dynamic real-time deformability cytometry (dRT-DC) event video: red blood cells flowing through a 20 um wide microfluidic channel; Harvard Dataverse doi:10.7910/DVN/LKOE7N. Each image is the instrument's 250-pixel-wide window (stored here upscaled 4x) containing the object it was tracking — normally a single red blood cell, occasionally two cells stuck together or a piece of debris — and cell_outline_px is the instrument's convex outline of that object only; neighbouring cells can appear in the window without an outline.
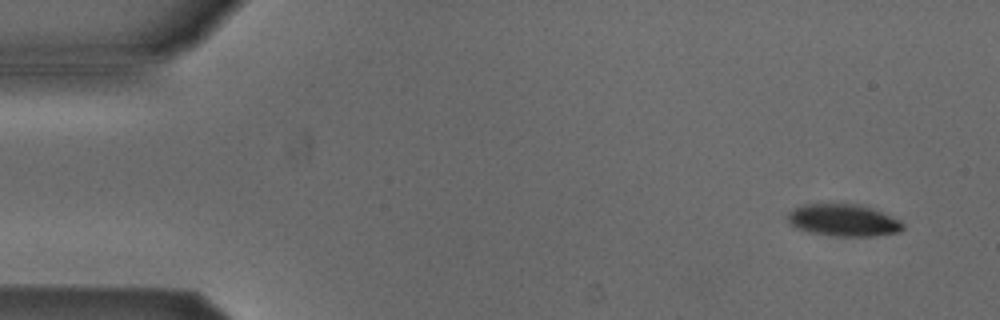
{"species": "Egyptian fruit bat (a non-hibernating species)", "species_latin": "Rousettus aegyptiacus", "temperature_condition": "cold", "stored_images_in_passage": 5, "camera_frame_rate_fps": 3000, "um_per_image_px": 0.085, "animal": {"sex": "male"}, "frame": {"image": 1, "passage_image": 1, "time_ms": 0.0, "image_size_px": [1000, 320], "cell_outline_px": [[904, 228], [896, 232], [872, 236], [836, 236], [808, 232], [792, 224], [788, 220], [788, 212], [804, 204], [856, 204], [880, 212], [900, 220], [904, 224]], "centroid_in_image_um": [71.68, 18.72], "position_along_channel_um": 13.3, "area_um2": 20.98}}
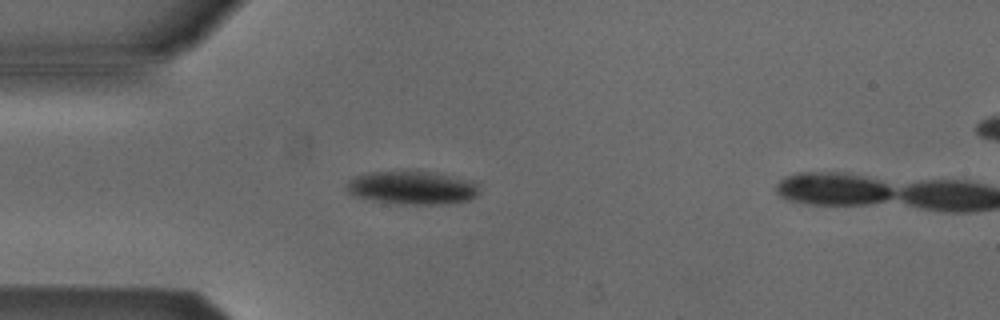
{"frame": {"image": 2, "passage_image": 4, "time_ms": 1.0, "image_size_px": [1000, 320], "cell_outline_px": [[480, 192], [476, 196], [468, 200], [444, 204], [400, 204], [352, 196], [348, 192], [348, 180], [356, 176], [368, 172], [404, 168], [432, 172], [452, 176], [468, 180], [480, 184]], "centroid_in_image_um": [35.04, 15.91], "position_along_channel_um": 50.0, "area_um2": 26.41}}